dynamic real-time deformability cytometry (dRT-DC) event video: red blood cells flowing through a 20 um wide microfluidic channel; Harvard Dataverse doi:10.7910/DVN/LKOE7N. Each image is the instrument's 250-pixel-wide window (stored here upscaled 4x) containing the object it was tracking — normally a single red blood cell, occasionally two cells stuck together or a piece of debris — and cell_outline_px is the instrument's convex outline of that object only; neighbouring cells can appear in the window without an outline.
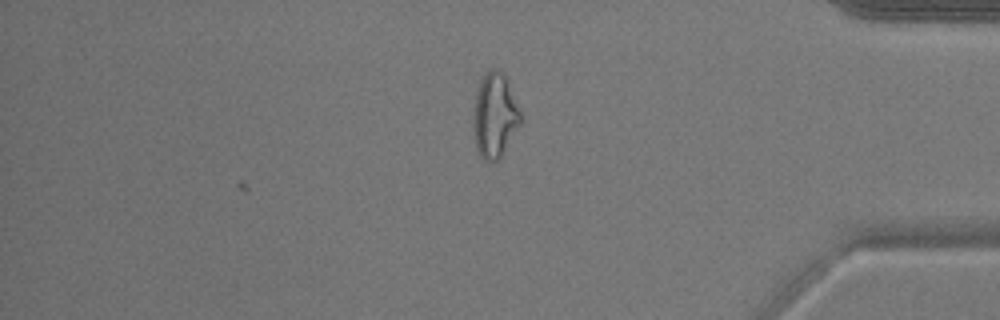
{"species": "common noctule bat (a hibernating species)", "species_latin": "Nyctalus noctula", "temperature_condition": "warm", "stored_images_in_passage": 35, "camera_frame_rate_fps": 3000, "um_per_image_px": 0.085, "animal": {"sex": "male", "body_mass_g": 17.9}, "frame": {"image": 1, "passage_image": 35, "time_ms": 11.333, "image_size_px": [1000, 320], "cell_outline_px": [[520, 124], [500, 156], [496, 160], [484, 160], [480, 156], [476, 148], [472, 128], [472, 116], [476, 92], [480, 80], [484, 72], [492, 68], [496, 68], [504, 76], [508, 84], [520, 112]], "centroid_in_image_um": [41.99, 9.8], "position_along_channel_um": 393.2, "area_um2": 22.95}, "authors_computed_cell_mechanics": {"area_um2": 17.8024, "velocity_mm_per_s": 3.9224, "shape_relaxation_time_tau1_ms": null, "shape_relaxation_time_tau2_ms": 1.7922, "deformation_change_tau1": null, "deformation_change_tau2": 0.1055}}